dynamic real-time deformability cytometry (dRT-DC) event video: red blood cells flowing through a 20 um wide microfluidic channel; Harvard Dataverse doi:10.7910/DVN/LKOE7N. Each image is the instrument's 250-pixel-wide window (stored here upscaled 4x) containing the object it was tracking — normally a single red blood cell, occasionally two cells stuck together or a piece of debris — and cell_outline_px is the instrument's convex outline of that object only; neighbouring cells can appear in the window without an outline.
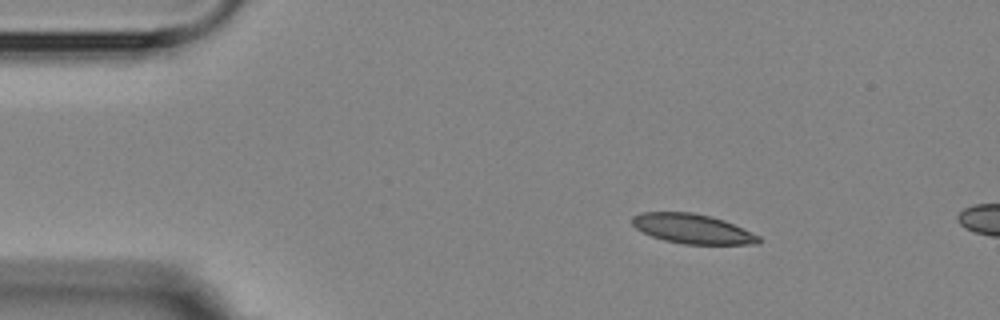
{"species": "Egyptian fruit bat (a non-hibernating species)", "species_latin": "Rousettus aegyptiacus", "temperature_condition": "room temperature", "stored_images_in_passage": 3, "camera_frame_rate_fps": 3000, "um_per_image_px": 0.085, "animal": {"sex": "female"}, "frame": {"image": 1, "passage_image": 2, "time_ms": 1.0, "image_size_px": [1000, 320], "cell_outline_px": [[760, 244], [684, 244], [664, 240], [652, 236], [636, 228], [632, 224], [632, 216], [640, 212], [692, 212], [712, 216], [724, 220], [760, 236]], "centroid_in_image_um": [58.85, 19.44], "position_along_channel_um": 26.1, "area_um2": 21.79}}